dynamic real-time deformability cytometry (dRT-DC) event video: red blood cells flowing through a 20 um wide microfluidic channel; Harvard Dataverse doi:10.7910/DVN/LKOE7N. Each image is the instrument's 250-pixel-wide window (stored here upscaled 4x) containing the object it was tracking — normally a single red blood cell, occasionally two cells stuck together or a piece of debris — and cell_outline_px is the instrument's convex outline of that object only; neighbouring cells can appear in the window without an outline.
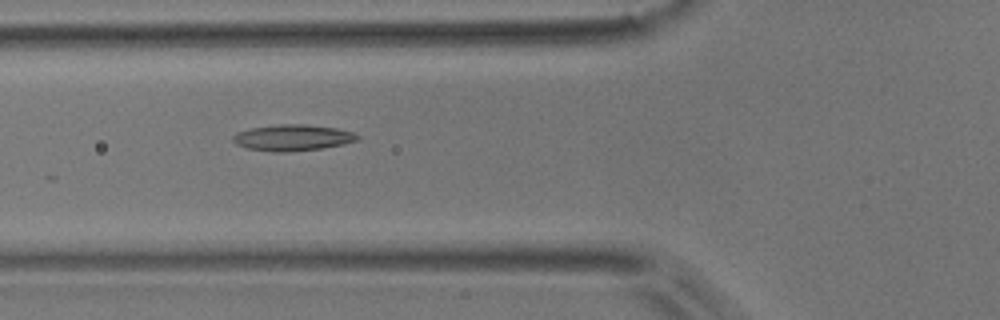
{"species": "common noctule bat (a hibernating species)", "species_latin": "Nyctalus noctula", "temperature_condition": "room temperature", "stored_images_in_passage": 5, "camera_frame_rate_fps": 3000, "um_per_image_px": 0.085, "animal": {"sex": "male", "body_mass_g": 17.9}, "frame": {"image": 1, "passage_image": 4, "time_ms": 1.0, "image_size_px": [1000, 320], "cell_outline_px": [[360, 140], [344, 144], [320, 148], [288, 152], [272, 152], [248, 148], [236, 144], [232, 140], [232, 136], [236, 132], [252, 128], [280, 124], [304, 124], [336, 128], [352, 132], [360, 136]], "centroid_in_image_um": [24.87, 11.7], "position_along_channel_um": 100.9, "area_um2": 18.96}}
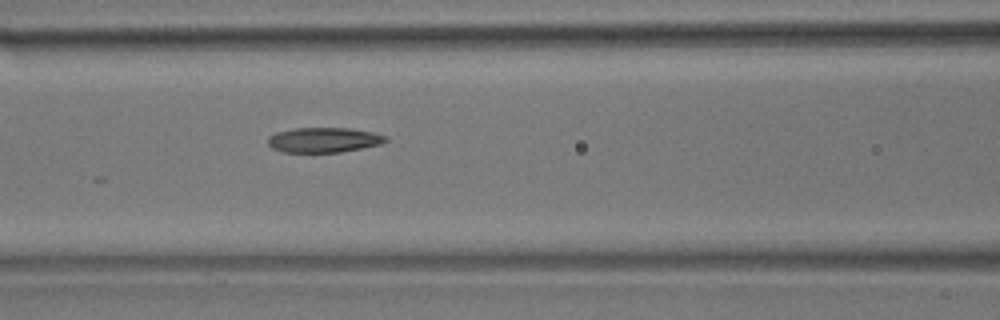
{"frame": {"image": 2, "passage_image": 5, "time_ms": 1.333, "image_size_px": [1000, 320], "cell_outline_px": [[388, 140], [380, 144], [340, 152], [284, 152], [272, 148], [268, 144], [268, 136], [276, 132], [292, 128], [348, 128], [372, 132], [388, 136]], "centroid_in_image_um": [27.5, 11.89], "position_along_channel_um": 139.1, "area_um2": 17.11}}